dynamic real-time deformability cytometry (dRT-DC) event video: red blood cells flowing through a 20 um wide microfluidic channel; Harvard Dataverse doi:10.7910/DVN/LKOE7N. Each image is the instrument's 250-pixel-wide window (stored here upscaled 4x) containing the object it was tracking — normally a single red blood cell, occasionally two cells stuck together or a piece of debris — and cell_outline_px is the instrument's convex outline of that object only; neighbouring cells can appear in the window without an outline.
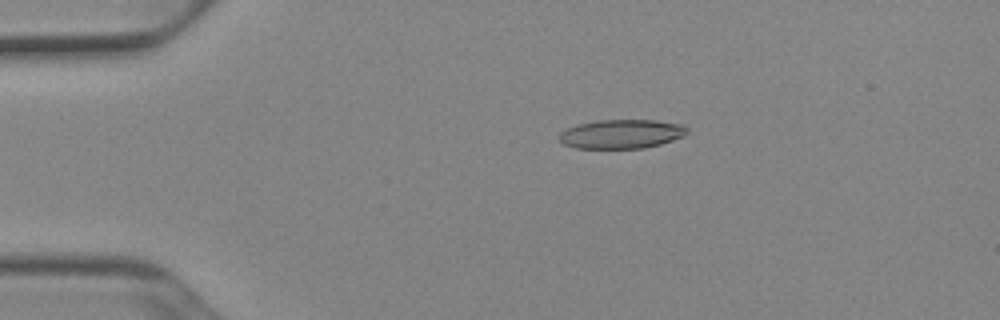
{"species": "Egyptian fruit bat (a non-hibernating species)", "species_latin": "Rousettus aegyptiacus", "temperature_condition": "cold", "stored_images_in_passage": 52, "camera_frame_rate_fps": 3000, "um_per_image_px": 0.085, "animal": {"sex": "female"}, "frame": {"image": 1, "passage_image": 11, "time_ms": 3.333, "image_size_px": [1000, 320], "cell_outline_px": [[688, 132], [684, 136], [660, 144], [644, 148], [576, 148], [564, 144], [556, 136], [560, 132], [576, 124], [596, 120], [656, 120], [684, 124], [688, 128]], "centroid_in_image_um": [52.83, 11.38], "position_along_channel_um": 32.2, "area_um2": 21.85}}
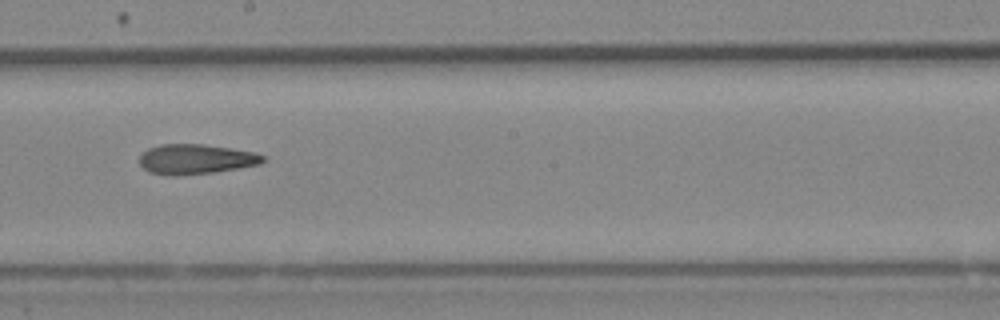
{"frame": {"image": 2, "passage_image": 30, "time_ms": 9.667, "image_size_px": [1000, 320], "cell_outline_px": [[264, 160], [260, 164], [240, 168], [212, 172], [176, 176], [168, 176], [148, 172], [140, 164], [140, 156], [148, 148], [160, 144], [204, 144], [256, 152], [264, 156]], "centroid_in_image_um": [16.63, 13.53], "position_along_channel_um": 231.6, "area_um2": 21.62}}
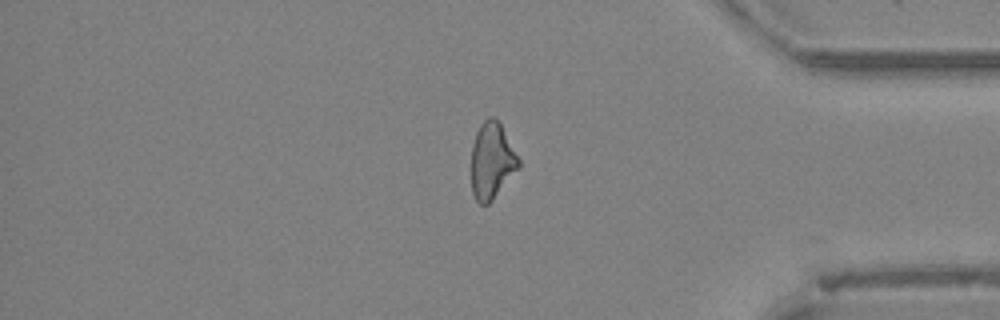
{"frame": {"image": 3, "passage_image": 44, "time_ms": 14.333, "image_size_px": [1000, 320], "cell_outline_px": [[520, 168], [492, 200], [488, 204], [480, 204], [476, 200], [472, 192], [472, 144], [476, 132], [480, 124], [488, 116], [492, 116], [500, 124], [520, 160]], "centroid_in_image_um": [41.81, 13.68], "position_along_channel_um": 393.4, "area_um2": 20.92}, "authors_computed_cell_mechanics": {"area_um2": 21.7328, "velocity_mm_per_s": 3.9487, "shape_relaxation_time_tau1_ms": null, "shape_relaxation_time_tau2_ms": 7.1969, "deformation_change_tau1": null, "deformation_change_tau2": 0.2142}}